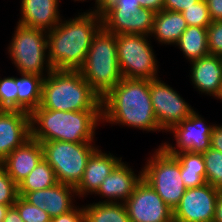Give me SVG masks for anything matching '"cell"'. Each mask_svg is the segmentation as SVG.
<instances>
[{"mask_svg": "<svg viewBox=\"0 0 222 222\" xmlns=\"http://www.w3.org/2000/svg\"><path fill=\"white\" fill-rule=\"evenodd\" d=\"M102 120L143 131H161L150 97V80L122 78L101 98Z\"/></svg>", "mask_w": 222, "mask_h": 222, "instance_id": "cell-1", "label": "cell"}, {"mask_svg": "<svg viewBox=\"0 0 222 222\" xmlns=\"http://www.w3.org/2000/svg\"><path fill=\"white\" fill-rule=\"evenodd\" d=\"M102 19L92 9L62 20L47 32L48 59L52 69L79 71Z\"/></svg>", "mask_w": 222, "mask_h": 222, "instance_id": "cell-2", "label": "cell"}, {"mask_svg": "<svg viewBox=\"0 0 222 222\" xmlns=\"http://www.w3.org/2000/svg\"><path fill=\"white\" fill-rule=\"evenodd\" d=\"M30 118L31 137L39 142H94L95 129L102 121L101 110L58 111L40 106Z\"/></svg>", "mask_w": 222, "mask_h": 222, "instance_id": "cell-3", "label": "cell"}, {"mask_svg": "<svg viewBox=\"0 0 222 222\" xmlns=\"http://www.w3.org/2000/svg\"><path fill=\"white\" fill-rule=\"evenodd\" d=\"M40 107L58 111L101 110V97L80 71L53 69L43 79Z\"/></svg>", "mask_w": 222, "mask_h": 222, "instance_id": "cell-4", "label": "cell"}, {"mask_svg": "<svg viewBox=\"0 0 222 222\" xmlns=\"http://www.w3.org/2000/svg\"><path fill=\"white\" fill-rule=\"evenodd\" d=\"M79 71L101 98L118 84L123 77L118 64L116 35L101 28L93 37Z\"/></svg>", "mask_w": 222, "mask_h": 222, "instance_id": "cell-5", "label": "cell"}, {"mask_svg": "<svg viewBox=\"0 0 222 222\" xmlns=\"http://www.w3.org/2000/svg\"><path fill=\"white\" fill-rule=\"evenodd\" d=\"M14 32L8 54L18 73L45 78L53 70L48 59L47 32L20 24H17Z\"/></svg>", "mask_w": 222, "mask_h": 222, "instance_id": "cell-6", "label": "cell"}, {"mask_svg": "<svg viewBox=\"0 0 222 222\" xmlns=\"http://www.w3.org/2000/svg\"><path fill=\"white\" fill-rule=\"evenodd\" d=\"M43 158L53 168L57 181L76 187L82 179L91 154L98 148L93 142H40Z\"/></svg>", "mask_w": 222, "mask_h": 222, "instance_id": "cell-7", "label": "cell"}, {"mask_svg": "<svg viewBox=\"0 0 222 222\" xmlns=\"http://www.w3.org/2000/svg\"><path fill=\"white\" fill-rule=\"evenodd\" d=\"M158 147L143 167V179L174 210L187 188L181 178L180 163L177 158L161 145Z\"/></svg>", "mask_w": 222, "mask_h": 222, "instance_id": "cell-8", "label": "cell"}, {"mask_svg": "<svg viewBox=\"0 0 222 222\" xmlns=\"http://www.w3.org/2000/svg\"><path fill=\"white\" fill-rule=\"evenodd\" d=\"M148 38L151 37L140 34L116 35L118 64L123 78H159L158 61Z\"/></svg>", "mask_w": 222, "mask_h": 222, "instance_id": "cell-9", "label": "cell"}, {"mask_svg": "<svg viewBox=\"0 0 222 222\" xmlns=\"http://www.w3.org/2000/svg\"><path fill=\"white\" fill-rule=\"evenodd\" d=\"M160 79L150 80V97L160 130H165L166 133L187 119L194 112V108Z\"/></svg>", "mask_w": 222, "mask_h": 222, "instance_id": "cell-10", "label": "cell"}, {"mask_svg": "<svg viewBox=\"0 0 222 222\" xmlns=\"http://www.w3.org/2000/svg\"><path fill=\"white\" fill-rule=\"evenodd\" d=\"M124 203L130 222H174L173 210L143 178Z\"/></svg>", "mask_w": 222, "mask_h": 222, "instance_id": "cell-11", "label": "cell"}, {"mask_svg": "<svg viewBox=\"0 0 222 222\" xmlns=\"http://www.w3.org/2000/svg\"><path fill=\"white\" fill-rule=\"evenodd\" d=\"M206 121L198 112L194 111L187 119L175 125L170 132L176 140V147L170 143H162L161 146L169 154L190 151L192 153H204L210 148V138L213 124L206 125Z\"/></svg>", "mask_w": 222, "mask_h": 222, "instance_id": "cell-12", "label": "cell"}, {"mask_svg": "<svg viewBox=\"0 0 222 222\" xmlns=\"http://www.w3.org/2000/svg\"><path fill=\"white\" fill-rule=\"evenodd\" d=\"M219 189L206 183L188 188L173 210L174 222H212Z\"/></svg>", "mask_w": 222, "mask_h": 222, "instance_id": "cell-13", "label": "cell"}, {"mask_svg": "<svg viewBox=\"0 0 222 222\" xmlns=\"http://www.w3.org/2000/svg\"><path fill=\"white\" fill-rule=\"evenodd\" d=\"M31 138V118L27 111L0 110V162Z\"/></svg>", "mask_w": 222, "mask_h": 222, "instance_id": "cell-14", "label": "cell"}, {"mask_svg": "<svg viewBox=\"0 0 222 222\" xmlns=\"http://www.w3.org/2000/svg\"><path fill=\"white\" fill-rule=\"evenodd\" d=\"M155 12L139 8L132 12H105L102 16V28L109 33L140 34L151 36Z\"/></svg>", "mask_w": 222, "mask_h": 222, "instance_id": "cell-15", "label": "cell"}, {"mask_svg": "<svg viewBox=\"0 0 222 222\" xmlns=\"http://www.w3.org/2000/svg\"><path fill=\"white\" fill-rule=\"evenodd\" d=\"M143 178V169L138 175L121 161L114 170L104 179L94 195L107 198L102 202H125L133 193L137 184Z\"/></svg>", "mask_w": 222, "mask_h": 222, "instance_id": "cell-16", "label": "cell"}, {"mask_svg": "<svg viewBox=\"0 0 222 222\" xmlns=\"http://www.w3.org/2000/svg\"><path fill=\"white\" fill-rule=\"evenodd\" d=\"M75 195V187L57 183L43 190L27 192L23 198L41 210H45L51 218H54L69 212L75 207L73 204L75 198L73 196Z\"/></svg>", "mask_w": 222, "mask_h": 222, "instance_id": "cell-17", "label": "cell"}, {"mask_svg": "<svg viewBox=\"0 0 222 222\" xmlns=\"http://www.w3.org/2000/svg\"><path fill=\"white\" fill-rule=\"evenodd\" d=\"M122 161V157L102 152L99 147L91 154L87 166L84 170L82 179L75 187L76 197H85V195L94 194L104 179L114 170Z\"/></svg>", "mask_w": 222, "mask_h": 222, "instance_id": "cell-18", "label": "cell"}, {"mask_svg": "<svg viewBox=\"0 0 222 222\" xmlns=\"http://www.w3.org/2000/svg\"><path fill=\"white\" fill-rule=\"evenodd\" d=\"M43 159L42 144L32 137L15 148L0 165L13 181L19 185Z\"/></svg>", "mask_w": 222, "mask_h": 222, "instance_id": "cell-19", "label": "cell"}, {"mask_svg": "<svg viewBox=\"0 0 222 222\" xmlns=\"http://www.w3.org/2000/svg\"><path fill=\"white\" fill-rule=\"evenodd\" d=\"M59 0H21L20 25L51 31L61 21Z\"/></svg>", "mask_w": 222, "mask_h": 222, "instance_id": "cell-20", "label": "cell"}, {"mask_svg": "<svg viewBox=\"0 0 222 222\" xmlns=\"http://www.w3.org/2000/svg\"><path fill=\"white\" fill-rule=\"evenodd\" d=\"M190 63V78L194 87L201 94L217 97L222 84V58L209 54Z\"/></svg>", "mask_w": 222, "mask_h": 222, "instance_id": "cell-21", "label": "cell"}, {"mask_svg": "<svg viewBox=\"0 0 222 222\" xmlns=\"http://www.w3.org/2000/svg\"><path fill=\"white\" fill-rule=\"evenodd\" d=\"M187 27L182 13L161 10L155 14L151 37L153 35L159 44L176 45Z\"/></svg>", "mask_w": 222, "mask_h": 222, "instance_id": "cell-22", "label": "cell"}, {"mask_svg": "<svg viewBox=\"0 0 222 222\" xmlns=\"http://www.w3.org/2000/svg\"><path fill=\"white\" fill-rule=\"evenodd\" d=\"M15 77L18 88L17 110L31 113L40 106L43 77L36 74H21Z\"/></svg>", "mask_w": 222, "mask_h": 222, "instance_id": "cell-23", "label": "cell"}, {"mask_svg": "<svg viewBox=\"0 0 222 222\" xmlns=\"http://www.w3.org/2000/svg\"><path fill=\"white\" fill-rule=\"evenodd\" d=\"M171 155H174L180 163L181 178L187 189L197 188L207 183L202 153L185 151Z\"/></svg>", "mask_w": 222, "mask_h": 222, "instance_id": "cell-24", "label": "cell"}, {"mask_svg": "<svg viewBox=\"0 0 222 222\" xmlns=\"http://www.w3.org/2000/svg\"><path fill=\"white\" fill-rule=\"evenodd\" d=\"M176 46L183 52L189 62L209 55L207 28L188 26L182 33Z\"/></svg>", "mask_w": 222, "mask_h": 222, "instance_id": "cell-25", "label": "cell"}, {"mask_svg": "<svg viewBox=\"0 0 222 222\" xmlns=\"http://www.w3.org/2000/svg\"><path fill=\"white\" fill-rule=\"evenodd\" d=\"M84 208V222H130L123 202H95Z\"/></svg>", "mask_w": 222, "mask_h": 222, "instance_id": "cell-26", "label": "cell"}, {"mask_svg": "<svg viewBox=\"0 0 222 222\" xmlns=\"http://www.w3.org/2000/svg\"><path fill=\"white\" fill-rule=\"evenodd\" d=\"M59 183L55 171L43 158L28 176L18 185V195L24 196L27 192L43 190Z\"/></svg>", "mask_w": 222, "mask_h": 222, "instance_id": "cell-27", "label": "cell"}, {"mask_svg": "<svg viewBox=\"0 0 222 222\" xmlns=\"http://www.w3.org/2000/svg\"><path fill=\"white\" fill-rule=\"evenodd\" d=\"M202 155L206 168V182L222 189V152L210 147Z\"/></svg>", "mask_w": 222, "mask_h": 222, "instance_id": "cell-28", "label": "cell"}, {"mask_svg": "<svg viewBox=\"0 0 222 222\" xmlns=\"http://www.w3.org/2000/svg\"><path fill=\"white\" fill-rule=\"evenodd\" d=\"M182 15L188 26L207 28L213 22L205 0H200L190 8L185 9Z\"/></svg>", "mask_w": 222, "mask_h": 222, "instance_id": "cell-29", "label": "cell"}, {"mask_svg": "<svg viewBox=\"0 0 222 222\" xmlns=\"http://www.w3.org/2000/svg\"><path fill=\"white\" fill-rule=\"evenodd\" d=\"M13 206L24 222H51L52 218L45 210L30 204L22 196H18Z\"/></svg>", "mask_w": 222, "mask_h": 222, "instance_id": "cell-30", "label": "cell"}, {"mask_svg": "<svg viewBox=\"0 0 222 222\" xmlns=\"http://www.w3.org/2000/svg\"><path fill=\"white\" fill-rule=\"evenodd\" d=\"M15 77L0 78V110H17Z\"/></svg>", "mask_w": 222, "mask_h": 222, "instance_id": "cell-31", "label": "cell"}, {"mask_svg": "<svg viewBox=\"0 0 222 222\" xmlns=\"http://www.w3.org/2000/svg\"><path fill=\"white\" fill-rule=\"evenodd\" d=\"M18 196V185L0 165V204L12 207Z\"/></svg>", "mask_w": 222, "mask_h": 222, "instance_id": "cell-32", "label": "cell"}, {"mask_svg": "<svg viewBox=\"0 0 222 222\" xmlns=\"http://www.w3.org/2000/svg\"><path fill=\"white\" fill-rule=\"evenodd\" d=\"M208 52L222 57V21H213L207 27Z\"/></svg>", "mask_w": 222, "mask_h": 222, "instance_id": "cell-33", "label": "cell"}, {"mask_svg": "<svg viewBox=\"0 0 222 222\" xmlns=\"http://www.w3.org/2000/svg\"><path fill=\"white\" fill-rule=\"evenodd\" d=\"M51 222H84V208L75 206L69 212L52 218Z\"/></svg>", "mask_w": 222, "mask_h": 222, "instance_id": "cell-34", "label": "cell"}, {"mask_svg": "<svg viewBox=\"0 0 222 222\" xmlns=\"http://www.w3.org/2000/svg\"><path fill=\"white\" fill-rule=\"evenodd\" d=\"M200 0H164L163 10L182 13Z\"/></svg>", "mask_w": 222, "mask_h": 222, "instance_id": "cell-35", "label": "cell"}, {"mask_svg": "<svg viewBox=\"0 0 222 222\" xmlns=\"http://www.w3.org/2000/svg\"><path fill=\"white\" fill-rule=\"evenodd\" d=\"M141 8L138 0H119L118 3L106 12H132Z\"/></svg>", "mask_w": 222, "mask_h": 222, "instance_id": "cell-36", "label": "cell"}, {"mask_svg": "<svg viewBox=\"0 0 222 222\" xmlns=\"http://www.w3.org/2000/svg\"><path fill=\"white\" fill-rule=\"evenodd\" d=\"M212 21H222V0H205Z\"/></svg>", "mask_w": 222, "mask_h": 222, "instance_id": "cell-37", "label": "cell"}, {"mask_svg": "<svg viewBox=\"0 0 222 222\" xmlns=\"http://www.w3.org/2000/svg\"><path fill=\"white\" fill-rule=\"evenodd\" d=\"M210 147L222 152V125L214 124L211 131Z\"/></svg>", "mask_w": 222, "mask_h": 222, "instance_id": "cell-38", "label": "cell"}, {"mask_svg": "<svg viewBox=\"0 0 222 222\" xmlns=\"http://www.w3.org/2000/svg\"><path fill=\"white\" fill-rule=\"evenodd\" d=\"M119 0H95L93 11L100 17L110 8L114 7Z\"/></svg>", "mask_w": 222, "mask_h": 222, "instance_id": "cell-39", "label": "cell"}, {"mask_svg": "<svg viewBox=\"0 0 222 222\" xmlns=\"http://www.w3.org/2000/svg\"><path fill=\"white\" fill-rule=\"evenodd\" d=\"M141 8H147L155 13L163 10L164 0H138Z\"/></svg>", "mask_w": 222, "mask_h": 222, "instance_id": "cell-40", "label": "cell"}, {"mask_svg": "<svg viewBox=\"0 0 222 222\" xmlns=\"http://www.w3.org/2000/svg\"><path fill=\"white\" fill-rule=\"evenodd\" d=\"M212 222H222V189H219L216 208Z\"/></svg>", "mask_w": 222, "mask_h": 222, "instance_id": "cell-41", "label": "cell"}, {"mask_svg": "<svg viewBox=\"0 0 222 222\" xmlns=\"http://www.w3.org/2000/svg\"><path fill=\"white\" fill-rule=\"evenodd\" d=\"M3 222H24V221L21 219L18 210L14 206H12L8 209Z\"/></svg>", "mask_w": 222, "mask_h": 222, "instance_id": "cell-42", "label": "cell"}, {"mask_svg": "<svg viewBox=\"0 0 222 222\" xmlns=\"http://www.w3.org/2000/svg\"><path fill=\"white\" fill-rule=\"evenodd\" d=\"M11 206L9 205H2L0 204V222H3L5 216H6V213L8 211V209L10 208Z\"/></svg>", "mask_w": 222, "mask_h": 222, "instance_id": "cell-43", "label": "cell"}, {"mask_svg": "<svg viewBox=\"0 0 222 222\" xmlns=\"http://www.w3.org/2000/svg\"><path fill=\"white\" fill-rule=\"evenodd\" d=\"M216 98L220 99L222 101V84H221V88H220L219 94L217 95Z\"/></svg>", "mask_w": 222, "mask_h": 222, "instance_id": "cell-44", "label": "cell"}]
</instances>
